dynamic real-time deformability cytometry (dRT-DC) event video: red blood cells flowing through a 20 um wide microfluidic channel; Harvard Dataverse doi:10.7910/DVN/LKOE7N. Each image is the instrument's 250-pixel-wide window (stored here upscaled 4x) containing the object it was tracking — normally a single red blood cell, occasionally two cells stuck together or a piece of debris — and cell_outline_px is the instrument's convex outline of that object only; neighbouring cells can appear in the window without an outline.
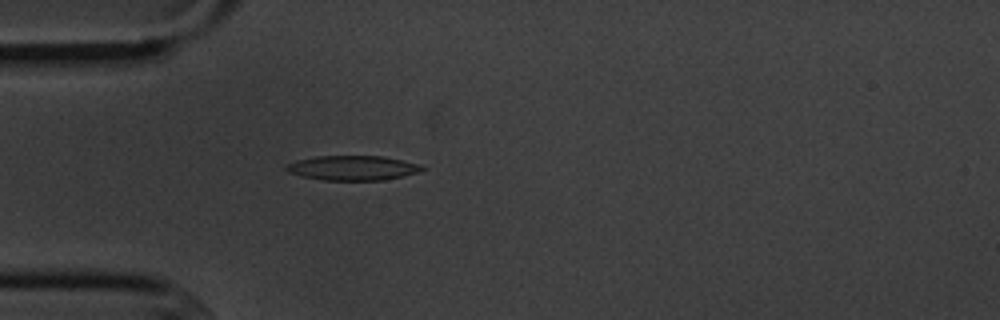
{"species": "common noctule bat (a hibernating species)", "species_latin": "Nyctalus noctula", "temperature_condition": "cold", "stored_images_in_passage": 2, "camera_frame_rate_fps": 3000, "um_per_image_px": 0.085, "animal": {"sex": "male", "body_mass_g": 20.1, "forearm_length_mm": 53.5}, "frame": {"image": 1, "passage_image": 2, "time_ms": 1.333, "image_size_px": [1000, 320], "cell_outline_px": [[428, 168], [416, 172], [384, 180], [324, 180], [304, 176], [288, 172], [284, 168], [284, 164], [296, 160], [316, 156], [384, 156], [420, 164]], "centroid_in_image_um": [29.95, 14.26], "position_along_channel_um": 55.1, "area_um2": 19.48}}